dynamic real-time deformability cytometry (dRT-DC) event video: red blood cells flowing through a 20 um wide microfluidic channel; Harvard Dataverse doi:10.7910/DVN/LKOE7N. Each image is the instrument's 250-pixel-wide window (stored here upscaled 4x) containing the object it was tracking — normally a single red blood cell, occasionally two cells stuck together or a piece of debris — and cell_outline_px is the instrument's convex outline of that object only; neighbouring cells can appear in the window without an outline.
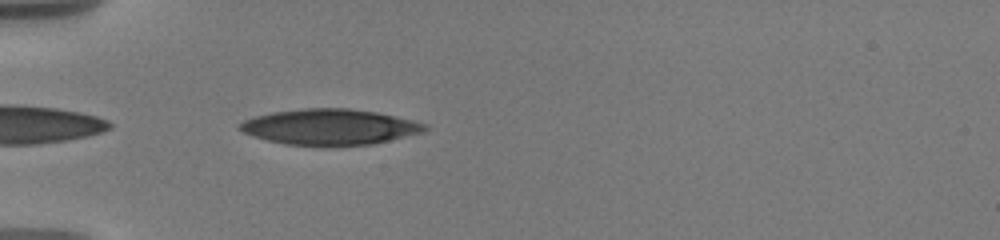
{"species": "human", "species_latin": "Homo sapiens", "temperature_condition": "warm", "stored_images_in_passage": 14, "camera_frame_rate_fps": 3000, "um_per_image_px": 0.085, "donor": {"sex": "male"}, "frame": {"image": 1, "passage_image": 2, "time_ms": 0.333, "image_size_px": [1000, 240], "cell_outline_px": [[428, 128], [424, 132], [372, 144], [332, 148], [328, 148], [284, 144], [252, 136], [236, 128], [236, 124], [244, 120], [256, 116], [272, 112], [304, 108], [348, 108], [376, 112], [412, 120], [428, 124]], "centroid_in_image_um": [28.01, 10.82], "position_along_channel_um": 57.0, "area_um2": 39.36}}
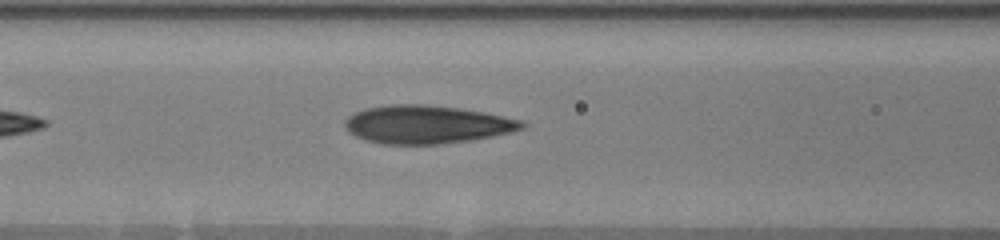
{"frame": {"image": 2, "passage_image": 9, "time_ms": 2.667, "image_size_px": [1000, 240], "cell_outline_px": [[524, 128], [492, 136], [468, 140], [440, 144], [380, 144], [356, 136], [348, 132], [344, 124], [344, 120], [348, 116], [364, 108], [392, 104], [428, 104], [460, 108], [484, 112], [520, 120], [524, 124]], "centroid_in_image_um": [36.21, 10.57], "position_along_channel_um": 130.4, "area_um2": 39.19}}
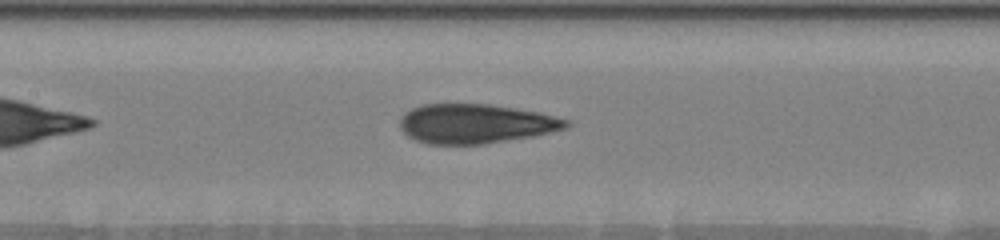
{"frame": {"image": 3, "passage_image": 13, "time_ms": 3.667, "image_size_px": [1000, 240], "cell_outline_px": [[572, 124], [568, 128], [532, 136], [480, 144], [428, 144], [416, 140], [408, 136], [400, 128], [400, 116], [404, 112], [412, 108], [424, 104], [488, 104], [516, 108], [540, 112], [572, 120]], "centroid_in_image_um": [40.45, 10.5], "position_along_channel_um": 166.9, "area_um2": 38.32}}